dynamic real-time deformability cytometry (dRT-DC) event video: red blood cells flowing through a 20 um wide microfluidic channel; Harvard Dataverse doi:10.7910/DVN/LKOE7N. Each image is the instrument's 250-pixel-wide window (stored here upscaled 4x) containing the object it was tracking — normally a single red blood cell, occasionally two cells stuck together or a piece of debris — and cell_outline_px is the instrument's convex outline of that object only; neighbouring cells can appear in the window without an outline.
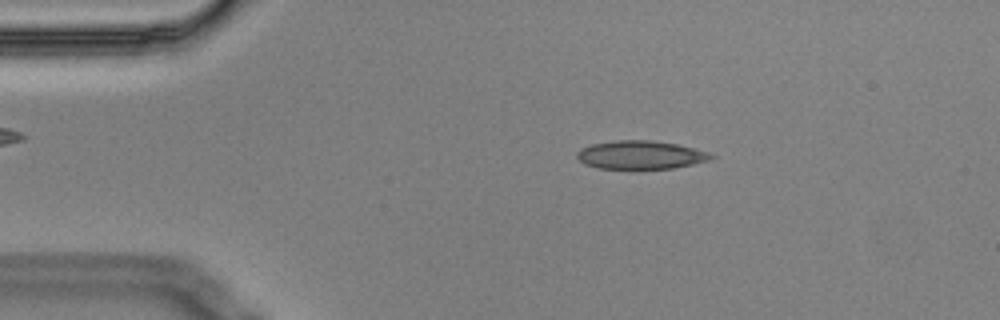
{"species": "Egyptian fruit bat (a non-hibernating species)", "species_latin": "Rousettus aegyptiacus", "temperature_condition": "cold", "stored_images_in_passage": 4, "camera_frame_rate_fps": 3000, "um_per_image_px": 0.085, "animal": {"sex": "male"}, "frame": {"image": 1, "passage_image": 2, "time_ms": 0.333, "image_size_px": [1000, 320], "cell_outline_px": [[716, 156], [708, 160], [692, 164], [672, 168], [600, 168], [584, 164], [576, 156], [576, 152], [580, 148], [592, 144], [616, 140], [652, 140], [676, 144], [708, 152]], "centroid_in_image_um": [54.41, 13.16], "position_along_channel_um": 30.6, "area_um2": 21.91}}